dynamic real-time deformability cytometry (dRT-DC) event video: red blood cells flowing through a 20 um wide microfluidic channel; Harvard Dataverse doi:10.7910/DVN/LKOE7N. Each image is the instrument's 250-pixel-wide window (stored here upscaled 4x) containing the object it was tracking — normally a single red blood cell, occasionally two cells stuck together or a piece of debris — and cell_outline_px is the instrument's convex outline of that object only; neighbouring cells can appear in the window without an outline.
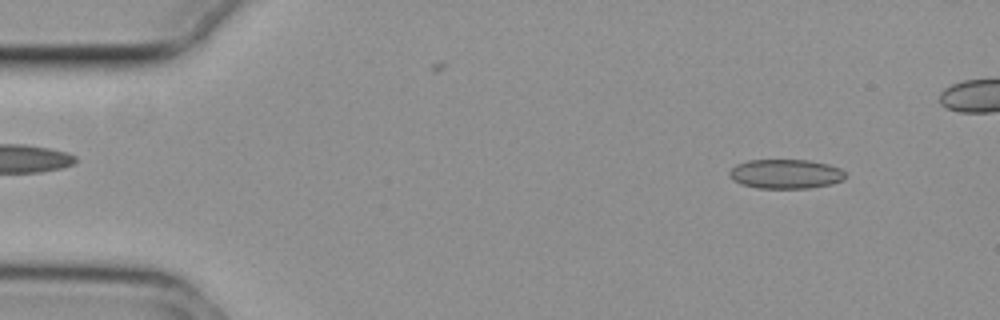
{"species": "common noctule bat (a hibernating species)", "species_latin": "Nyctalus noctula", "temperature_condition": "cold", "stored_images_in_passage": 46, "camera_frame_rate_fps": 3000, "um_per_image_px": 0.085, "animal": {"sex": "female", "body_mass_g": 29.2, "forearm_length_mm": 56.3}, "frame": {"image": 1, "passage_image": 5, "time_ms": 1.333, "image_size_px": [1000, 320], "cell_outline_px": [[844, 180], [832, 184], [808, 188], [756, 188], [740, 184], [732, 180], [728, 176], [728, 172], [736, 164], [748, 160], [808, 160], [828, 164], [840, 168], [844, 172]], "centroid_in_image_um": [66.74, 14.79], "position_along_channel_um": 18.3, "area_um2": 20.0}}
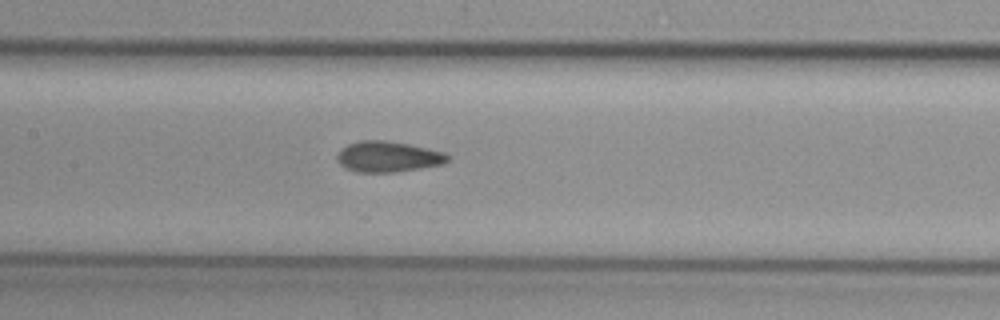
{"frame": {"image": 2, "passage_image": 25, "time_ms": 8.0, "image_size_px": [1000, 320], "cell_outline_px": [[452, 156], [444, 164], [396, 172], [356, 172], [344, 168], [336, 160], [336, 156], [340, 148], [348, 144], [360, 140], [384, 140], [408, 144], [444, 152]], "centroid_in_image_um": [32.95, 13.32], "position_along_channel_um": 174.4, "area_um2": 20.0}}
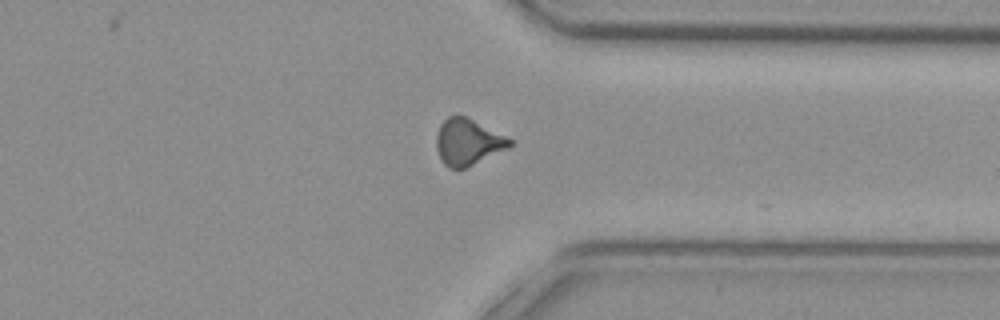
{"frame": {"image": 3, "passage_image": 41, "time_ms": 13.333, "image_size_px": [1000, 320], "cell_outline_px": [[512, 144], [508, 148], [464, 168], [448, 168], [444, 164], [436, 148], [436, 136], [440, 124], [448, 116], [464, 116], [512, 140]], "centroid_in_image_um": [39.72, 12.08], "position_along_channel_um": 371.7, "area_um2": 19.19}, "authors_computed_cell_mechanics": {"area_um2": 19.7098, "velocity_mm_per_s": 3.7552, "shape_relaxation_time_tau1_ms": null, "shape_relaxation_time_tau2_ms": 2.2498, "deformation_change_tau1": null, "deformation_change_tau2": 0.091}}